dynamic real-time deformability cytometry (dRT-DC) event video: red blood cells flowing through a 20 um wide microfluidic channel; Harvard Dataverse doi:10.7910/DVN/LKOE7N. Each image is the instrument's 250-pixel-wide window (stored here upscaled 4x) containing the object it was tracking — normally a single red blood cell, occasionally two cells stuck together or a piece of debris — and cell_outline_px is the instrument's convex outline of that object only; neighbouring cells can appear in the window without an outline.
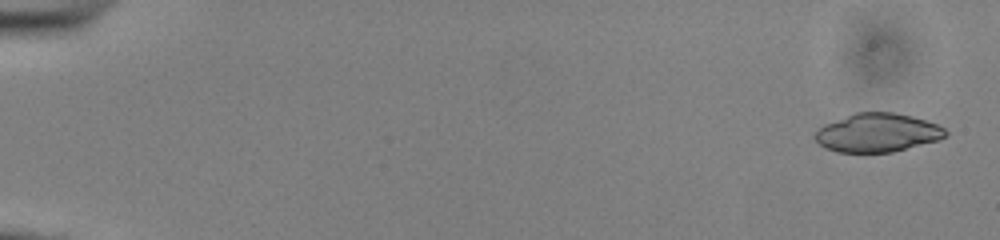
{"species": "common noctule bat (a hibernating species)", "species_latin": "Nyctalus noctula", "temperature_condition": "cold", "stored_images_in_passage": 52, "camera_frame_rate_fps": 3000, "um_per_image_px": 0.085, "animal": {"sex": "male", "body_mass_g": 13.0, "forearm_length_mm": 53.1}, "frame": {"image": 1, "passage_image": 1, "time_ms": 0.0, "image_size_px": [1000, 240], "cell_outline_px": [[948, 132], [940, 140], [892, 152], [836, 152], [824, 148], [812, 136], [824, 124], [856, 112], [892, 112], [912, 116], [936, 124], [944, 128]], "centroid_in_image_um": [74.57, 11.28], "position_along_channel_um": 10.4, "area_um2": 29.3}}
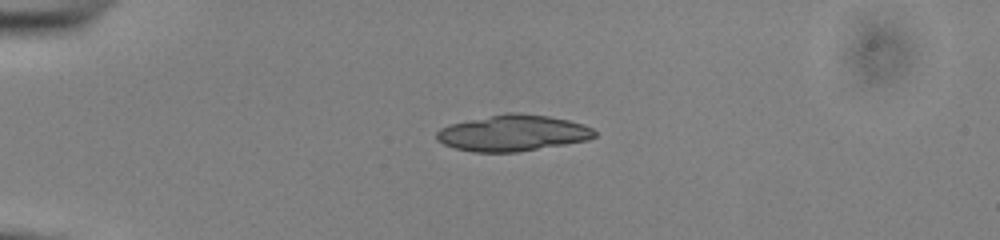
{"frame": {"image": 2, "passage_image": 13, "time_ms": 4.0, "image_size_px": [1000, 240], "cell_outline_px": [[596, 136], [588, 140], [520, 152], [472, 152], [456, 148], [444, 144], [436, 140], [436, 132], [440, 128], [448, 124], [508, 112], [516, 112], [548, 116], [568, 120], [584, 124], [592, 128], [596, 132]], "centroid_in_image_um": [43.59, 11.31], "position_along_channel_um": 41.4, "area_um2": 33.41}}